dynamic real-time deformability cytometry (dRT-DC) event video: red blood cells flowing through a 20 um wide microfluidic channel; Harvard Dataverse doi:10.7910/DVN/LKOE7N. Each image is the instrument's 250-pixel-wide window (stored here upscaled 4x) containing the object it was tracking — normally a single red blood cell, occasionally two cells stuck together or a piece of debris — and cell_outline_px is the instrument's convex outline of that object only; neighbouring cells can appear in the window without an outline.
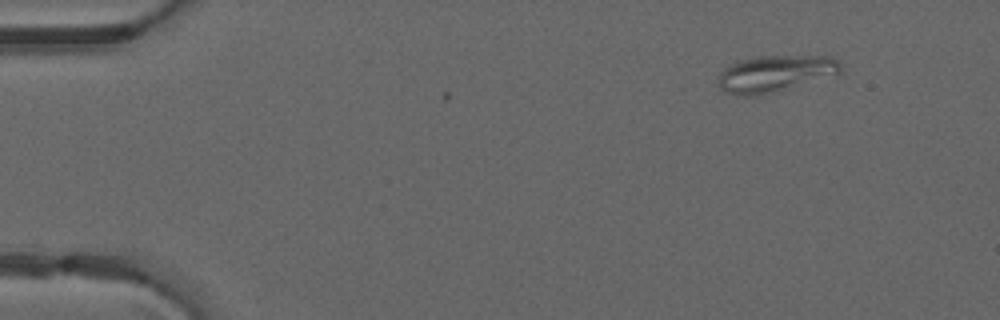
{"species": "common noctule bat (a hibernating species)", "species_latin": "Nyctalus noctula", "temperature_condition": "warm", "stored_images_in_passage": 5, "camera_frame_rate_fps": 3000, "um_per_image_px": 0.085, "animal": {"sex": "male", "forearm_length_mm": 52.5}, "frame": {"image": 1, "passage_image": 1, "time_ms": 0.0, "image_size_px": [1000, 320], "cell_outline_px": [[844, 64], [840, 72], [756, 96], [744, 96], [728, 92], [720, 88], [720, 72], [728, 64], [736, 60], [760, 56], [832, 56]], "centroid_in_image_um": [65.85, 6.21], "position_along_channel_um": 19.1, "area_um2": 25.43}}